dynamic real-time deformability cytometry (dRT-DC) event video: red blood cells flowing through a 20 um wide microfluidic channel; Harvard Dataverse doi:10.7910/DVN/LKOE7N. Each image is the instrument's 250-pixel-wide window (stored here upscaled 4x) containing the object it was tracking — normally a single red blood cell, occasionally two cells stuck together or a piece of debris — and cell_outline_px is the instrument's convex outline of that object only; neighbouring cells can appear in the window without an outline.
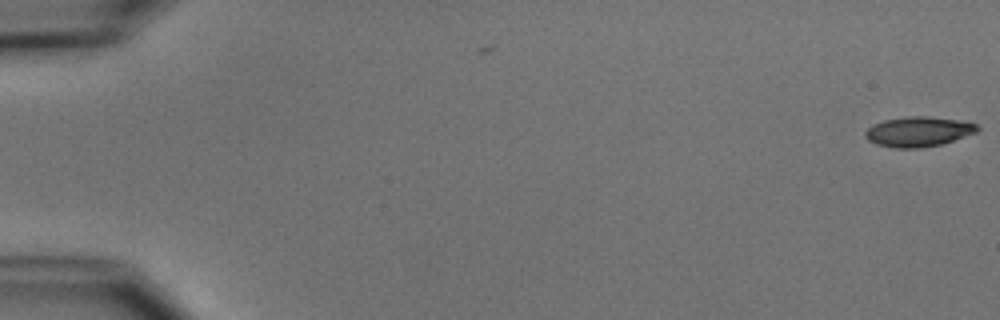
{"species": "common noctule bat (a hibernating species)", "species_latin": "Nyctalus noctula", "temperature_condition": "cold", "stored_images_in_passage": 55, "camera_frame_rate_fps": 3000, "um_per_image_px": 0.085, "animal": {"sex": "male", "body_mass_g": 15.6}, "frame": {"image": 1, "passage_image": 1, "time_ms": 0.0, "image_size_px": [1000, 320], "cell_outline_px": [[980, 128], [976, 132], [940, 144], [920, 148], [896, 148], [876, 144], [868, 140], [864, 136], [864, 132], [872, 124], [884, 120], [908, 116], [928, 116], [956, 120], [976, 124]], "centroid_in_image_um": [78.0, 11.19], "position_along_channel_um": 7.0, "area_um2": 19.36}}
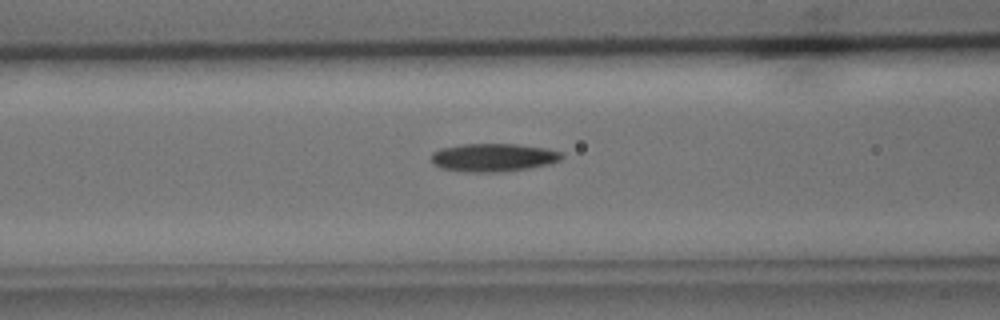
{"frame": {"image": 2, "passage_image": 23, "time_ms": 7.333, "image_size_px": [1000, 320], "cell_outline_px": [[564, 156], [560, 160], [548, 164], [528, 168], [504, 172], [464, 172], [440, 168], [432, 164], [432, 152], [440, 148], [464, 144], [516, 144], [544, 148], [560, 152]], "centroid_in_image_um": [41.89, 13.39], "position_along_channel_um": 124.7, "area_um2": 21.44}}
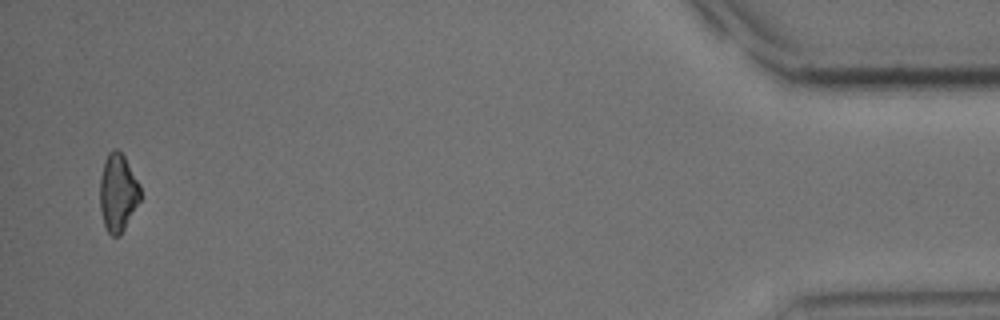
{"frame": {"image": 3, "passage_image": 53, "time_ms": 17.333, "image_size_px": [1000, 320], "cell_outline_px": [[140, 200], [120, 236], [112, 236], [108, 232], [104, 224], [100, 212], [100, 176], [104, 160], [108, 152], [112, 148], [116, 148], [124, 156], [140, 184]], "centroid_in_image_um": [10.01, 16.36], "position_along_channel_um": 425.2, "area_um2": 18.38}}